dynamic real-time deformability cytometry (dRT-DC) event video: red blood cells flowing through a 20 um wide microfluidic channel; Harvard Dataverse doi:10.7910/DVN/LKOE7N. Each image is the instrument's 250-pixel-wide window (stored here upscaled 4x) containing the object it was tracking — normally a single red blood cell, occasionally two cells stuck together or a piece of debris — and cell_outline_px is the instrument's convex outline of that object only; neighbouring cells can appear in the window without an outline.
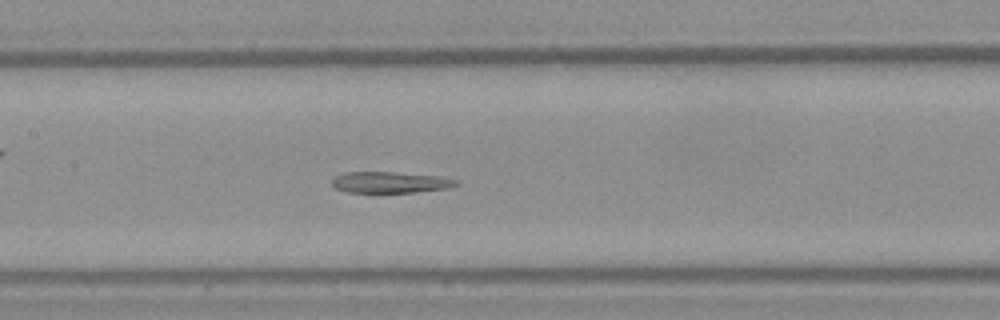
{"species": "Egyptian fruit bat (a non-hibernating species)", "species_latin": "Rousettus aegyptiacus", "temperature_condition": "warm", "stored_images_in_passage": 33, "camera_frame_rate_fps": 3000, "um_per_image_px": 0.085, "frame": {"image": 1, "passage_image": 11, "time_ms": 3.333, "image_size_px": [1000, 320], "cell_outline_px": [[456, 184], [444, 188], [412, 192], [376, 196], [348, 192], [336, 188], [332, 184], [332, 180], [336, 176], [344, 172], [396, 172], [436, 176], [456, 180]], "centroid_in_image_um": [33.02, 15.54], "position_along_channel_um": 174.4, "area_um2": 15.78}}
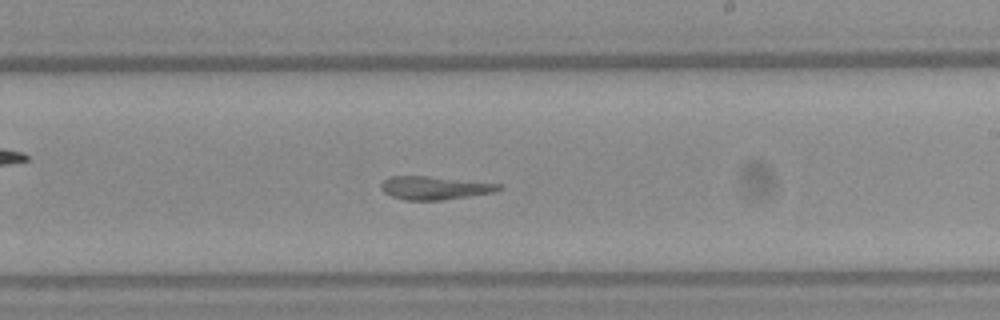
{"frame": {"image": 2, "passage_image": 16, "time_ms": 5.0, "image_size_px": [1000, 320], "cell_outline_px": [[504, 188], [492, 192], [468, 196], [440, 200], [404, 200], [392, 196], [384, 192], [380, 188], [380, 184], [388, 176], [428, 176], [500, 184]], "centroid_in_image_um": [36.89, 15.96], "position_along_channel_um": 252.1, "area_um2": 15.78}}
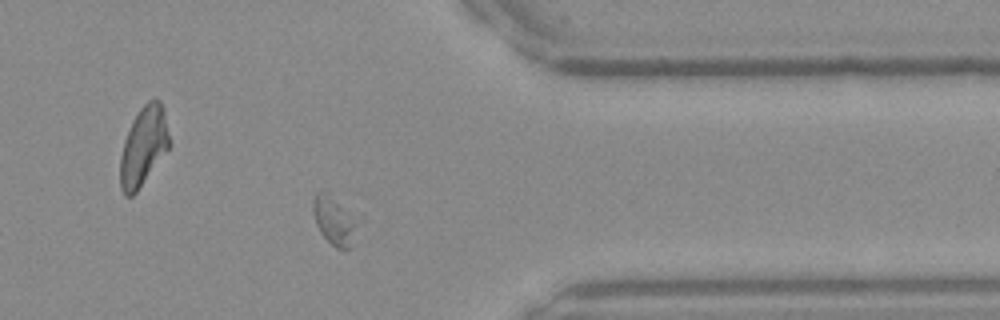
{"frame": {"image": 3, "passage_image": 25, "time_ms": 8.0, "image_size_px": [1000, 320], "cell_outline_px": [[356, 224], [348, 248], [344, 252], [336, 248], [320, 232], [316, 224], [312, 212], [312, 200], [316, 192], [324, 188], [356, 220]], "centroid_in_image_um": [28.3, 18.7], "position_along_channel_um": 383.1, "area_um2": 12.14}}